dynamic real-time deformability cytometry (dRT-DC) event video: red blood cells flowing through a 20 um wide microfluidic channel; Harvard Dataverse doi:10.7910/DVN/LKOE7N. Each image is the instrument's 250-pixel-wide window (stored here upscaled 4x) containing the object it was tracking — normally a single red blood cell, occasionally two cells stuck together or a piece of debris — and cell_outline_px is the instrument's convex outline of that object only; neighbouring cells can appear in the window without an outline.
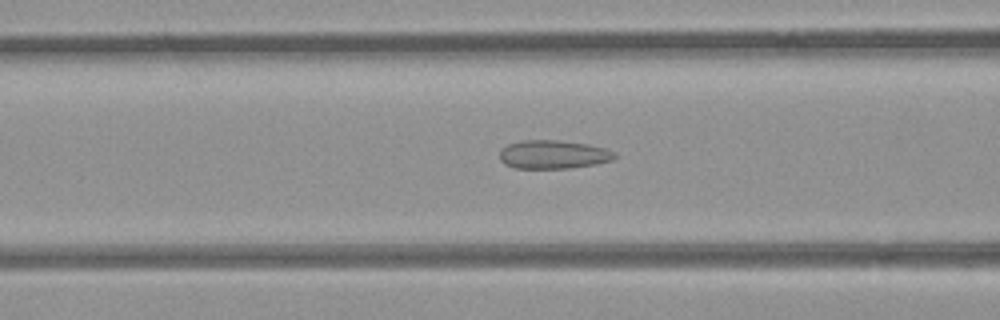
{"species": "common noctule bat (a hibernating species)", "species_latin": "Nyctalus noctula", "temperature_condition": "room temperature", "stored_images_in_passage": 41, "camera_frame_rate_fps": 3000, "um_per_image_px": 0.085, "animal": {"sex": "female", "body_mass_g": 21.9}, "frame": {"image": 1, "passage_image": 9, "time_ms": 2.667, "image_size_px": [1000, 320], "cell_outline_px": [[616, 156], [612, 160], [596, 164], [568, 168], [516, 168], [504, 164], [500, 160], [500, 148], [508, 144], [524, 140], [556, 140], [588, 144], [604, 148], [616, 152]], "centroid_in_image_um": [47.01, 13.13], "position_along_channel_um": 119.6, "area_um2": 19.13}}
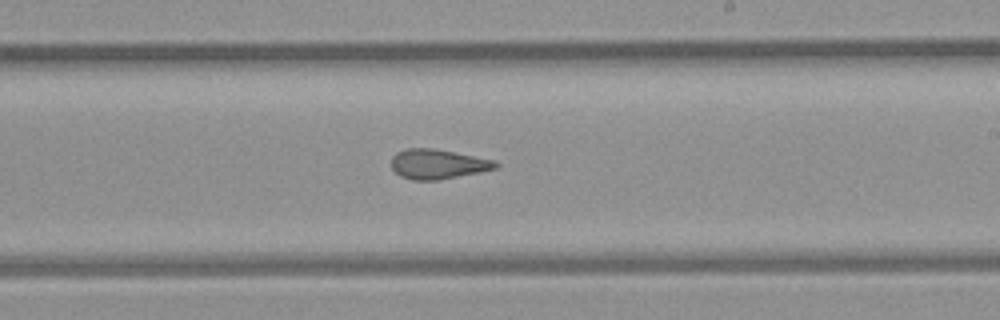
{"frame": {"image": 2, "passage_image": 19, "time_ms": 6.0, "image_size_px": [1000, 320], "cell_outline_px": [[500, 164], [496, 168], [480, 172], [436, 180], [412, 180], [400, 176], [392, 168], [392, 156], [396, 152], [404, 148], [432, 148], [496, 160]], "centroid_in_image_um": [37.2, 13.94], "position_along_channel_um": 251.8, "area_um2": 18.03}}
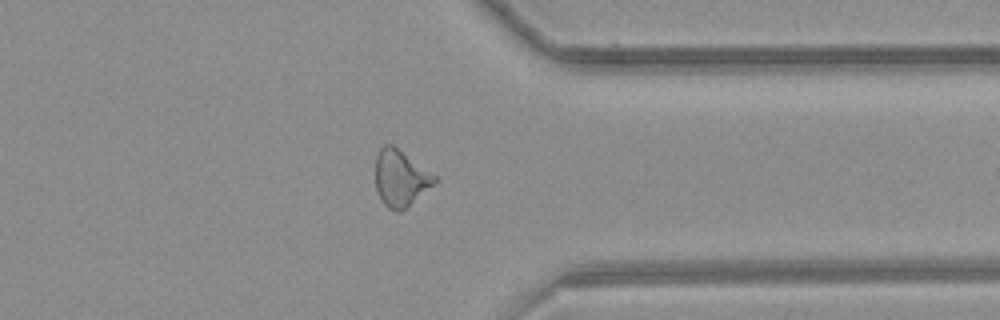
{"frame": {"image": 3, "passage_image": 29, "time_ms": 9.333, "image_size_px": [1000, 320], "cell_outline_px": [[436, 180], [432, 184], [400, 212], [396, 212], [388, 208], [380, 200], [376, 188], [376, 156], [380, 148], [384, 144], [392, 144], [436, 176]], "centroid_in_image_um": [33.98, 15.13], "position_along_channel_um": 377.4, "area_um2": 18.9}, "authors_computed_cell_mechanics": {"area_um2": 19.0162, "velocity_mm_per_s": 3.969, "shape_relaxation_time_tau1_ms": null, "shape_relaxation_time_tau2_ms": 1.8648, "deformation_change_tau1": null, "deformation_change_tau2": 0.0967}}